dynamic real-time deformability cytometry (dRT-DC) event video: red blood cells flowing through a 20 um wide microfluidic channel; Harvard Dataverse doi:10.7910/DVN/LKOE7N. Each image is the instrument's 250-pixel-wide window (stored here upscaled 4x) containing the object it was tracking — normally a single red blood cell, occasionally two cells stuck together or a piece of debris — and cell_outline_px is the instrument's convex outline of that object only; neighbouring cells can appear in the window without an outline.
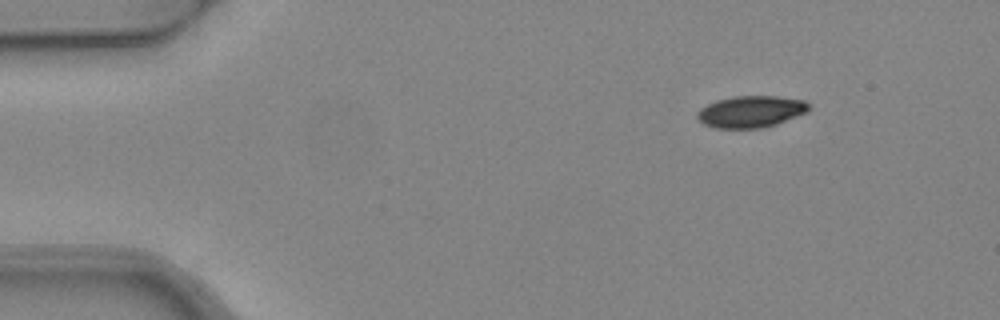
{"species": "common noctule bat (a hibernating species)", "species_latin": "Nyctalus noctula", "temperature_condition": "warm", "stored_images_in_passage": 5, "camera_frame_rate_fps": 3000, "um_per_image_px": 0.085, "animal": {"sex": "female", "body_mass_g": 24.6, "forearm_length_mm": 56.2}, "frame": {"image": 1, "passage_image": 1, "time_ms": 0.0, "image_size_px": [1000, 320], "cell_outline_px": [[808, 112], [776, 124], [764, 128], [716, 128], [704, 124], [696, 116], [696, 112], [700, 108], [716, 100], [732, 96], [776, 96], [804, 100], [808, 104]], "centroid_in_image_um": [63.81, 9.48], "position_along_channel_um": 21.2, "area_um2": 20.63}}
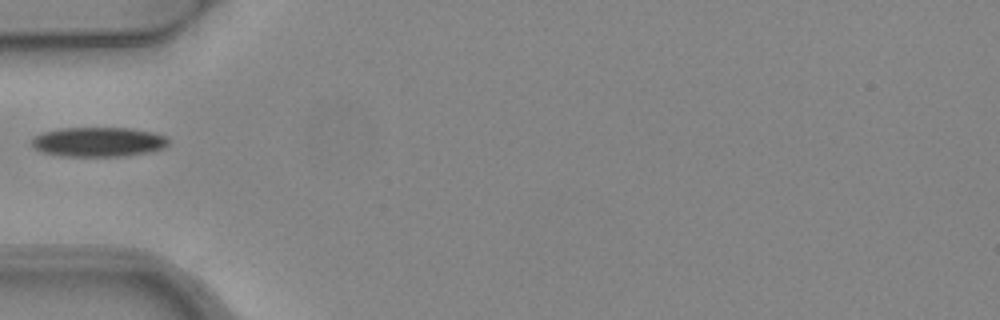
{"frame": {"image": 2, "passage_image": 4, "time_ms": 1.0, "image_size_px": [1000, 320], "cell_outline_px": [[168, 144], [164, 148], [148, 152], [124, 156], [60, 156], [44, 152], [36, 148], [32, 144], [32, 136], [44, 132], [60, 128], [132, 128], [152, 132], [164, 136], [168, 140]], "centroid_in_image_um": [8.36, 12.06], "position_along_channel_um": 76.6, "area_um2": 23.47}}
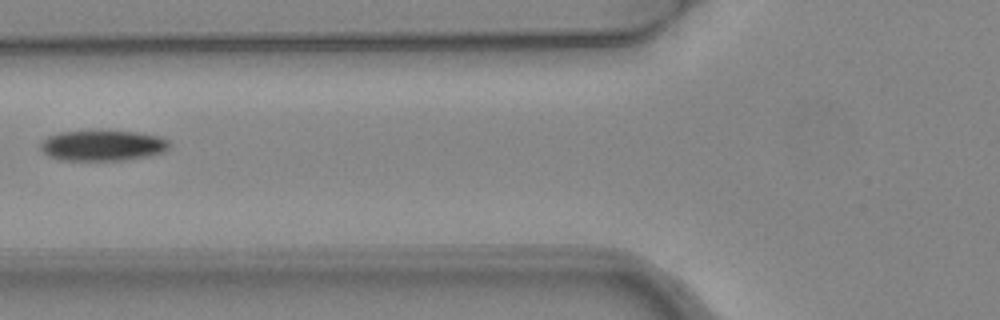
{"frame": {"image": 3, "passage_image": 5, "time_ms": 1.333, "image_size_px": [1000, 320], "cell_outline_px": [[172, 144], [164, 152], [148, 156], [124, 160], [60, 160], [48, 156], [40, 148], [40, 144], [48, 136], [60, 132], [96, 128], [100, 128], [136, 132], [160, 136], [168, 140]], "centroid_in_image_um": [8.73, 12.32], "position_along_channel_um": 117.1, "area_um2": 23.87}}